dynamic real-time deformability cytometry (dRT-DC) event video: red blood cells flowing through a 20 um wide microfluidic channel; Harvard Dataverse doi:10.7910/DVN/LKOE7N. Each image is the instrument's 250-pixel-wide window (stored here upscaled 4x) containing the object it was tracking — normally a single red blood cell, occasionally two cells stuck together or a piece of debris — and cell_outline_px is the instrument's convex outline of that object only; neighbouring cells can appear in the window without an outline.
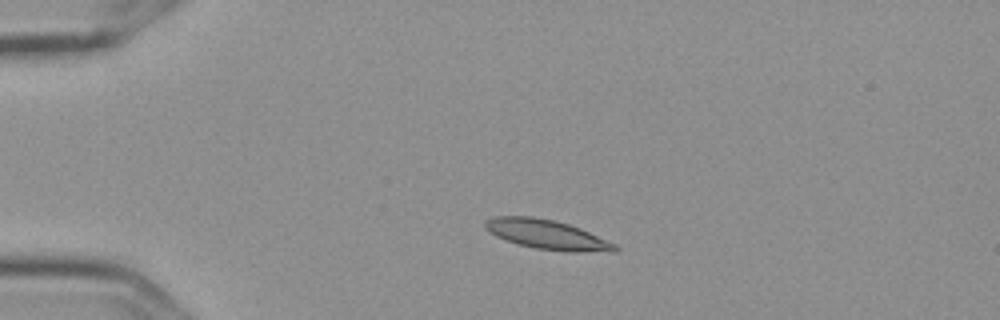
{"species": "Egyptian fruit bat (a non-hibernating species)", "species_latin": "Rousettus aegyptiacus", "temperature_condition": "cold", "stored_images_in_passage": 3, "camera_frame_rate_fps": 3000, "um_per_image_px": 0.085, "frame": {"image": 1, "passage_image": 2, "time_ms": 0.333, "image_size_px": [1000, 320], "cell_outline_px": [[620, 248], [616, 252], [564, 252], [536, 248], [520, 244], [496, 236], [488, 232], [484, 228], [484, 220], [492, 216], [532, 216], [556, 220], [580, 228], [616, 244]], "centroid_in_image_um": [46.51, 19.93], "position_along_channel_um": 38.5, "area_um2": 22.54}}